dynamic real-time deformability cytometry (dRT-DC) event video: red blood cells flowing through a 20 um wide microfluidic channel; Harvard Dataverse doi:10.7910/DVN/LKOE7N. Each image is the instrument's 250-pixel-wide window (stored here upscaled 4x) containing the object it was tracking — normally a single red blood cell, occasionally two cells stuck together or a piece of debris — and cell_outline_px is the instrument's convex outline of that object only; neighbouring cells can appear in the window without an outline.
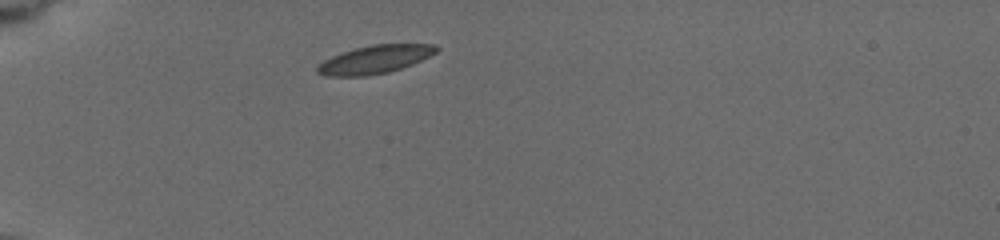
{"species": "common noctule bat (a hibernating species)", "species_latin": "Nyctalus noctula", "temperature_condition": "cold", "stored_images_in_passage": 4, "camera_frame_rate_fps": 3000, "um_per_image_px": 0.085, "animal": {"sex": "female", "body_mass_g": 19.5, "forearm_length_mm": 54.1}, "frame": {"image": 1, "passage_image": 1, "time_ms": 0.0, "image_size_px": [1000, 240], "cell_outline_px": [[440, 48], [436, 52], [412, 64], [388, 72], [368, 76], [328, 76], [316, 72], [316, 68], [324, 60], [332, 56], [356, 48], [372, 44], [436, 44]], "centroid_in_image_um": [31.87, 5.05], "position_along_channel_um": 53.1, "area_um2": 19.31}}
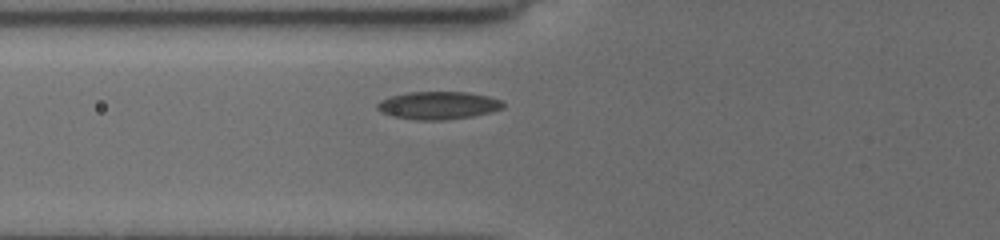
{"frame": {"image": 2, "passage_image": 4, "time_ms": 1.667, "image_size_px": [1000, 240], "cell_outline_px": [[504, 108], [492, 112], [472, 116], [444, 120], [416, 120], [392, 116], [380, 112], [376, 108], [376, 104], [380, 100], [392, 96], [408, 92], [468, 92], [488, 96], [500, 100], [504, 104]], "centroid_in_image_um": [37.24, 8.96], "position_along_channel_um": 88.6, "area_um2": 20.46}}